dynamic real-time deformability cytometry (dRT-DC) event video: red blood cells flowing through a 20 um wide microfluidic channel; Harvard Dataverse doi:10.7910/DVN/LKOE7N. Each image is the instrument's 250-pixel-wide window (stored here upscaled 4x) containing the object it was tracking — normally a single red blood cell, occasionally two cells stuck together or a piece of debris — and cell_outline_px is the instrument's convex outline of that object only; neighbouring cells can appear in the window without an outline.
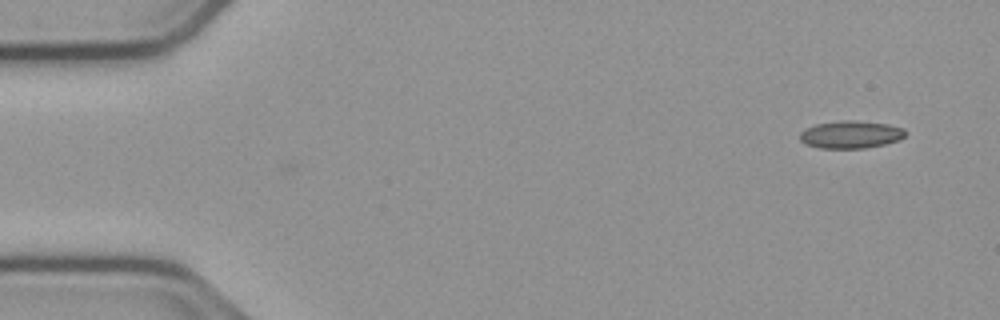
{"species": "common noctule bat (a hibernating species)", "species_latin": "Nyctalus noctula", "temperature_condition": "cold", "stored_images_in_passage": 52, "camera_frame_rate_fps": 3000, "um_per_image_px": 0.085, "animal": {"sex": "male", "body_mass_g": 23.1, "forearm_length_mm": 52.7}, "frame": {"image": 1, "passage_image": 1, "time_ms": 0.0, "image_size_px": [1000, 320], "cell_outline_px": [[904, 136], [900, 140], [884, 144], [864, 148], [820, 148], [804, 144], [800, 140], [800, 132], [804, 128], [816, 124], [840, 120], [856, 120], [888, 124], [904, 128]], "centroid_in_image_um": [72.28, 11.43], "position_along_channel_um": 12.7, "area_um2": 17.05}}
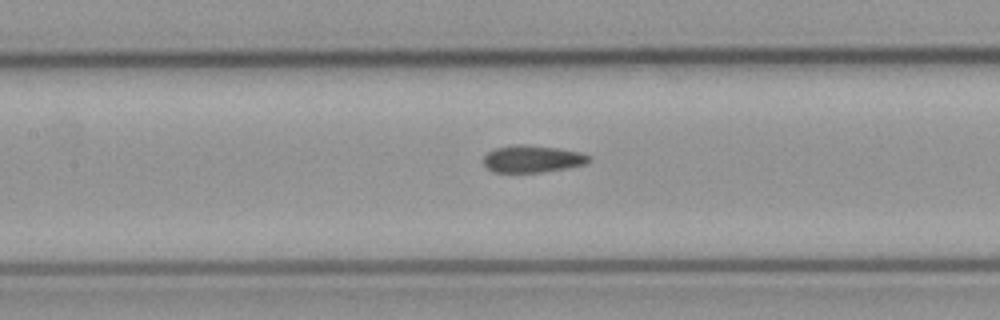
{"frame": {"image": 2, "passage_image": 22, "time_ms": 7.0, "image_size_px": [1000, 320], "cell_outline_px": [[592, 160], [584, 164], [564, 168], [540, 172], [496, 172], [488, 168], [484, 164], [484, 156], [488, 152], [496, 148], [516, 144], [524, 144], [560, 148], [580, 152], [592, 156]], "centroid_in_image_um": [45.28, 13.49], "position_along_channel_um": 162.1, "area_um2": 16.59}}
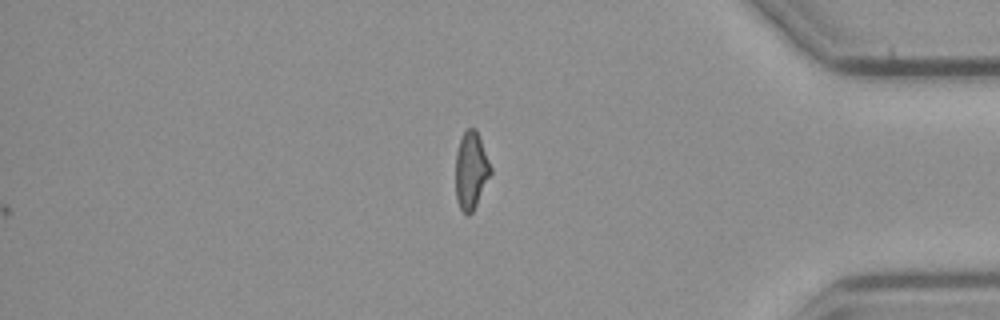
{"frame": {"image": 3, "passage_image": 43, "time_ms": 14.0, "image_size_px": [1000, 320], "cell_outline_px": [[492, 172], [472, 212], [468, 216], [460, 208], [456, 200], [456, 152], [460, 140], [464, 132], [468, 128], [476, 128], [492, 168]], "centroid_in_image_um": [40.04, 14.48], "position_along_channel_um": 395.2, "area_um2": 15.66}, "authors_computed_cell_mechanics": {"area_um2": 16.762, "velocity_mm_per_s": 3.7904, "shape_relaxation_time_tau1_ms": null, "shape_relaxation_time_tau2_ms": 2.1199, "deformation_change_tau1": null, "deformation_change_tau2": 0.0894}}